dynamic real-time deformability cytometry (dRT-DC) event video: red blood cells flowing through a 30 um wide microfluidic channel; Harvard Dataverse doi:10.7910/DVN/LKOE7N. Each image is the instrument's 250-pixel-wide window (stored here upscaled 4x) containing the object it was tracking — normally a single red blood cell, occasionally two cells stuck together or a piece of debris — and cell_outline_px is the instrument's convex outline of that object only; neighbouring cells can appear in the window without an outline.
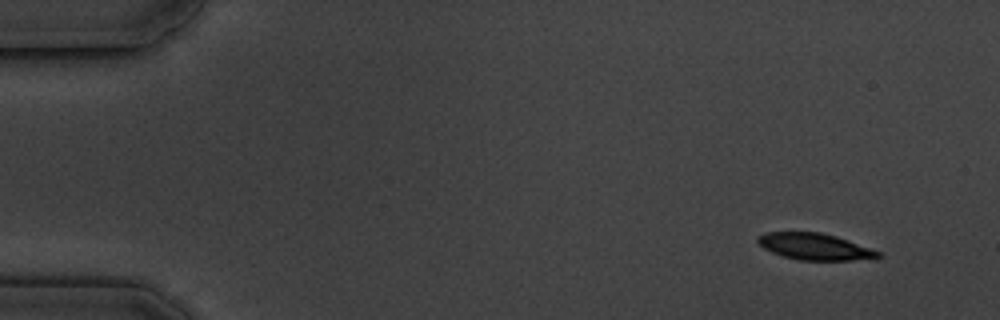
{"species": "common noctule bat (a hibernating species)", "species_latin": "Nyctalus noctula", "temperature_condition": "cold", "stored_images_in_passage": 5, "camera_frame_rate_fps": 3000, "um_per_image_px": 0.085, "animal": {"sex": "male", "body_mass_g": 19.5, "forearm_length_mm": 54.6}, "frame": {"image": 1, "passage_image": 1, "time_ms": 0.0, "image_size_px": [1000, 320], "cell_outline_px": [[884, 256], [876, 260], [800, 260], [784, 256], [772, 252], [764, 248], [756, 240], [756, 236], [764, 232], [820, 232], [836, 236], [848, 240], [880, 252]], "centroid_in_image_um": [69.3, 20.97], "position_along_channel_um": 15.7, "area_um2": 18.79}}